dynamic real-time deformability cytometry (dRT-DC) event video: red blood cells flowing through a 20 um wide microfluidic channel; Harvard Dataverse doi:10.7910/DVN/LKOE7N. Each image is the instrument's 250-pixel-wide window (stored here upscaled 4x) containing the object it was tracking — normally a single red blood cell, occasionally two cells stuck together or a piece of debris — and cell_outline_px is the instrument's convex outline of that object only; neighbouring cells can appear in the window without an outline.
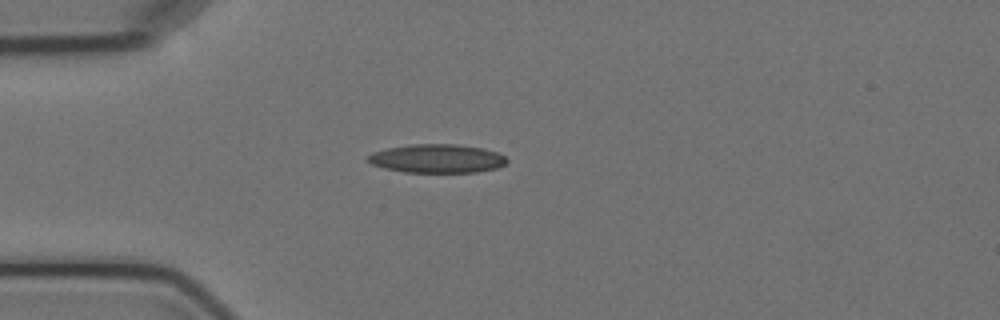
{"species": "Egyptian fruit bat (a non-hibernating species)", "species_latin": "Rousettus aegyptiacus", "temperature_condition": "cold", "stored_images_in_passage": 4, "camera_frame_rate_fps": 3000, "um_per_image_px": 0.085, "animal": {"sex": "female"}, "frame": {"image": 1, "passage_image": 4, "time_ms": 4.667, "image_size_px": [1000, 320], "cell_outline_px": [[508, 160], [504, 164], [496, 168], [476, 172], [404, 172], [384, 168], [372, 164], [368, 160], [368, 156], [372, 152], [388, 148], [412, 144], [456, 144], [484, 148], [496, 152], [504, 156]], "centroid_in_image_um": [37.15, 13.47], "position_along_channel_um": 47.9, "area_um2": 23.06}}